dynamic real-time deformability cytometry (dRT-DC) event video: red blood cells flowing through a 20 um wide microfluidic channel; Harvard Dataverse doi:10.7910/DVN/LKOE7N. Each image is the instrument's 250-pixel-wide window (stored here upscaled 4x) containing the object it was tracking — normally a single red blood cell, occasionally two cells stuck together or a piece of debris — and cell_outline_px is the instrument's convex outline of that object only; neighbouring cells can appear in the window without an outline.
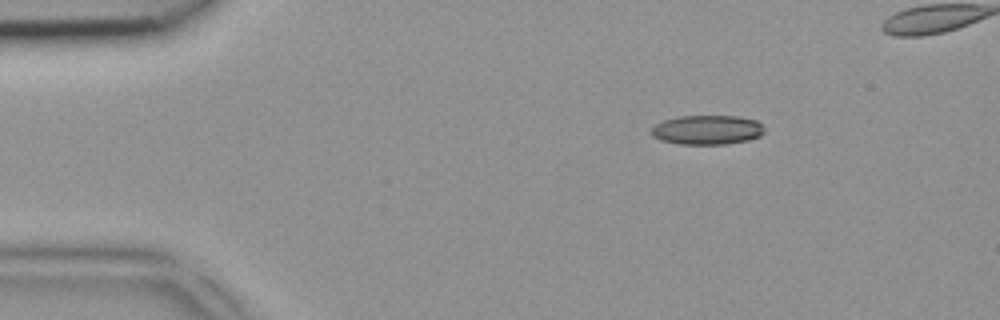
{"species": "common noctule bat (a hibernating species)", "species_latin": "Nyctalus noctula", "temperature_condition": "room temperature", "stored_images_in_passage": 4, "camera_frame_rate_fps": 3000, "um_per_image_px": 0.085, "animal": {"sex": "female", "body_mass_g": 18.4}, "frame": {"image": 1, "passage_image": 1, "time_ms": 0.0, "image_size_px": [1000, 320], "cell_outline_px": [[764, 132], [760, 136], [748, 140], [724, 144], [680, 144], [660, 140], [652, 136], [652, 128], [656, 124], [664, 120], [676, 116], [740, 116], [756, 120], [764, 128]], "centroid_in_image_um": [60.11, 11.03], "position_along_channel_um": 24.9, "area_um2": 19.36}}